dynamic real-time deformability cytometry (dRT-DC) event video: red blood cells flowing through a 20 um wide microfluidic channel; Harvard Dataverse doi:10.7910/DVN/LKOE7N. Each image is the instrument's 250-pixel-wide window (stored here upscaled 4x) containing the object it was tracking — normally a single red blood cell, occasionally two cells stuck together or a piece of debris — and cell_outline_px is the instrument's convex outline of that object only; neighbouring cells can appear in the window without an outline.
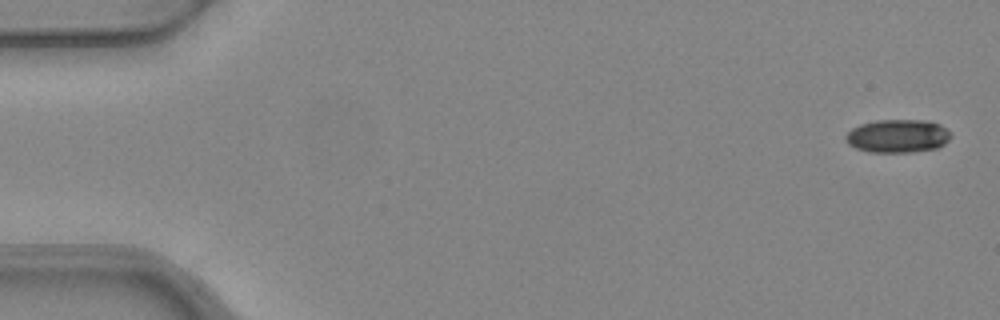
{"species": "common noctule bat (a hibernating species)", "species_latin": "Nyctalus noctula", "temperature_condition": "warm", "stored_images_in_passage": 6, "camera_frame_rate_fps": 3000, "um_per_image_px": 0.085, "animal": {"sex": "female", "body_mass_g": 24.6, "forearm_length_mm": 56.2}, "frame": {"image": 1, "passage_image": 1, "time_ms": 0.0, "image_size_px": [1000, 320], "cell_outline_px": [[952, 136], [944, 144], [936, 148], [912, 152], [868, 152], [856, 148], [848, 144], [844, 140], [844, 136], [852, 128], [860, 124], [876, 120], [924, 120], [940, 124]], "centroid_in_image_um": [76.26, 11.56], "position_along_channel_um": 8.7, "area_um2": 20.4}}
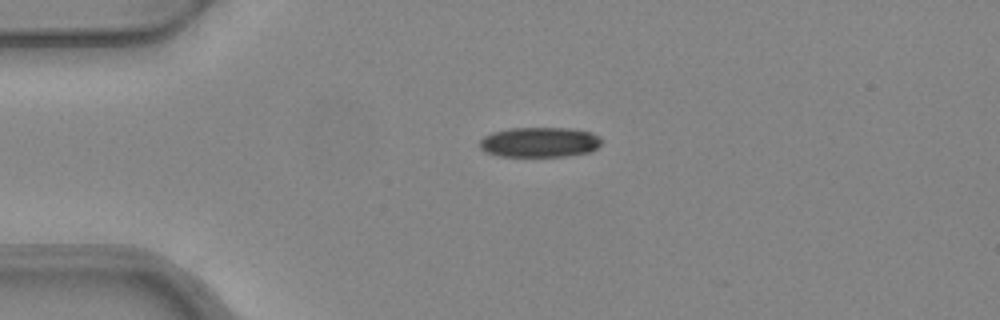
{"frame": {"image": 2, "passage_image": 4, "time_ms": 1.0, "image_size_px": [1000, 320], "cell_outline_px": [[600, 144], [592, 152], [568, 156], [500, 156], [484, 152], [480, 148], [480, 140], [484, 136], [492, 132], [512, 128], [572, 128], [592, 132], [600, 136]], "centroid_in_image_um": [45.88, 12.08], "position_along_channel_um": 39.1, "area_um2": 21.5}}
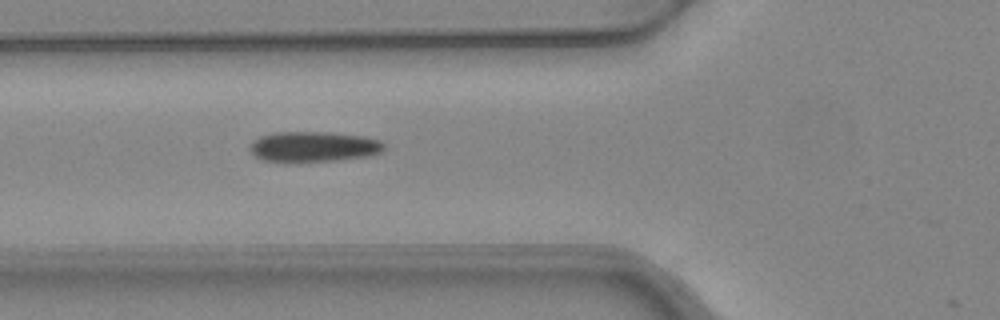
{"frame": {"image": 3, "passage_image": 6, "time_ms": 1.667, "image_size_px": [1000, 320], "cell_outline_px": [[384, 148], [380, 152], [368, 156], [336, 160], [264, 160], [256, 156], [248, 148], [252, 140], [260, 136], [276, 132], [324, 132], [364, 136], [380, 140], [384, 144]], "centroid_in_image_um": [26.66, 12.44], "position_along_channel_um": 99.1, "area_um2": 23.18}}